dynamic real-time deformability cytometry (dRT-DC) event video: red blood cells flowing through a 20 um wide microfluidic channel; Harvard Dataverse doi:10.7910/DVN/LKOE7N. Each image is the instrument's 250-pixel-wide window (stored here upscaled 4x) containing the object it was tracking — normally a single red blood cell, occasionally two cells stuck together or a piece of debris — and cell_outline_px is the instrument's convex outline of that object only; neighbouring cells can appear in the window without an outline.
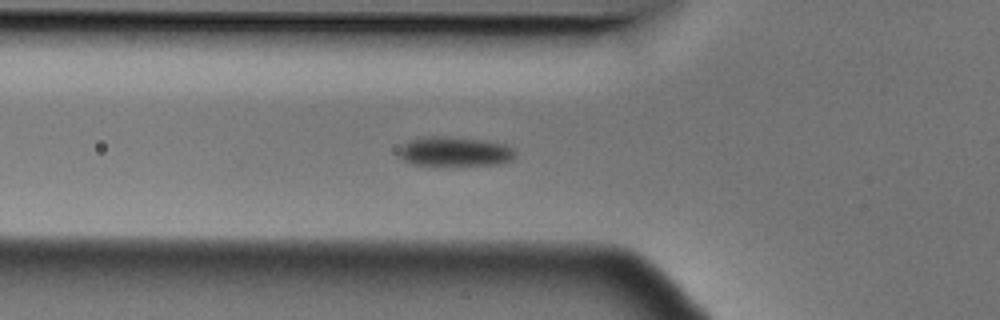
{"species": "Egyptian fruit bat (a non-hibernating species)", "species_latin": "Rousettus aegyptiacus", "temperature_condition": "cold", "stored_images_in_passage": 3, "camera_frame_rate_fps": 3000, "um_per_image_px": 0.085, "animal": {"sex": "male"}, "frame": {"image": 1, "passage_image": 2, "time_ms": 0.333, "image_size_px": [1000, 320], "cell_outline_px": [[516, 156], [512, 160], [500, 164], [412, 164], [404, 160], [396, 152], [408, 140], [424, 136], [444, 136], [480, 140], [504, 144], [512, 148], [516, 152]], "centroid_in_image_um": [38.64, 12.86], "position_along_channel_um": 87.2, "area_um2": 19.71}}